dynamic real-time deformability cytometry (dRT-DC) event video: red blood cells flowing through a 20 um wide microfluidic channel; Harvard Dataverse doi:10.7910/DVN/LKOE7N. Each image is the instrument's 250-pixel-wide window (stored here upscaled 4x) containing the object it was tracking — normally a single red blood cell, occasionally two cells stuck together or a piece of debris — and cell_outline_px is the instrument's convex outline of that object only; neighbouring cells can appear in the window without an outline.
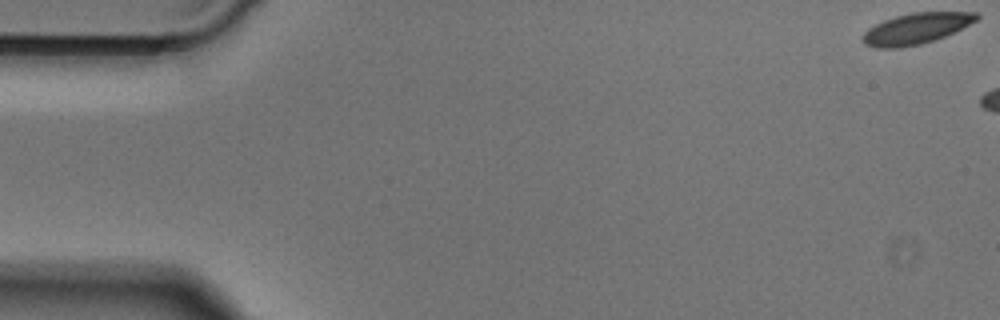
{"species": "Egyptian fruit bat (a non-hibernating species)", "species_latin": "Rousettus aegyptiacus", "temperature_condition": "cold", "stored_images_in_passage": 5, "camera_frame_rate_fps": 3000, "um_per_image_px": 0.085, "animal": {"sex": "male"}, "frame": {"image": 1, "passage_image": 1, "time_ms": 0.0, "image_size_px": [1000, 320], "cell_outline_px": [[980, 16], [976, 20], [944, 36], [920, 44], [900, 48], [876, 48], [864, 44], [860, 40], [860, 36], [868, 28], [884, 20], [896, 16], [912, 12], [976, 12]], "centroid_in_image_um": [77.78, 2.43], "position_along_channel_um": 7.2, "area_um2": 20.35}}